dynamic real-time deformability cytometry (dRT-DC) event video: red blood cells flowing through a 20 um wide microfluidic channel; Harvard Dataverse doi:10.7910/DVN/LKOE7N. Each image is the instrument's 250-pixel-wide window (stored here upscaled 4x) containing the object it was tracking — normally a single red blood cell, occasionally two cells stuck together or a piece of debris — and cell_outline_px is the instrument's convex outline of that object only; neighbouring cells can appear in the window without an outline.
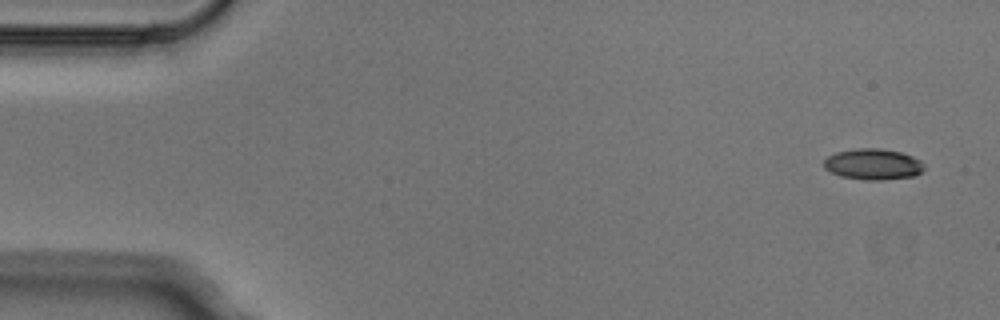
{"species": "Egyptian fruit bat (a non-hibernating species)", "species_latin": "Rousettus aegyptiacus", "temperature_condition": "cold", "stored_images_in_passage": 4, "camera_frame_rate_fps": 3000, "um_per_image_px": 0.085, "animal": {"sex": "male"}, "frame": {"image": 1, "passage_image": 1, "time_ms": 0.0, "image_size_px": [1000, 320], "cell_outline_px": [[924, 168], [920, 172], [912, 176], [880, 180], [864, 180], [840, 176], [824, 168], [824, 160], [828, 156], [836, 152], [856, 148], [876, 148], [900, 152], [912, 156], [920, 160], [924, 164]], "centroid_in_image_um": [74.19, 13.96], "position_along_channel_um": 10.8, "area_um2": 17.98}}
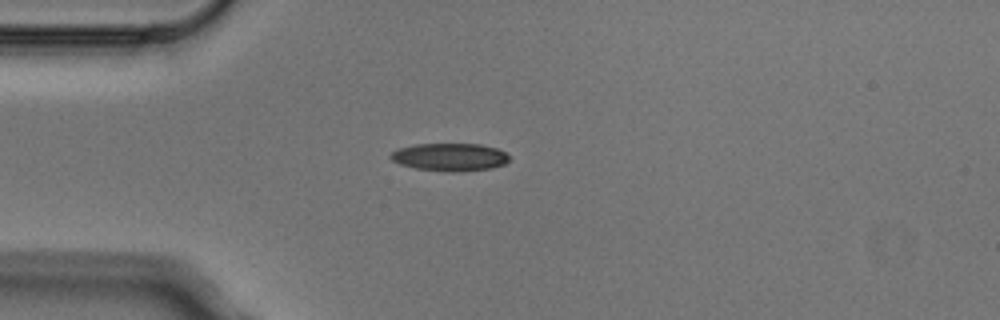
{"frame": {"image": 2, "passage_image": 4, "time_ms": 1.0, "image_size_px": [1000, 320], "cell_outline_px": [[508, 160], [504, 164], [492, 168], [456, 172], [416, 168], [400, 164], [392, 160], [388, 156], [392, 152], [400, 148], [416, 144], [480, 144], [496, 148], [504, 152], [508, 156]], "centroid_in_image_um": [38.23, 13.34], "position_along_channel_um": 46.8, "area_um2": 18.96}}